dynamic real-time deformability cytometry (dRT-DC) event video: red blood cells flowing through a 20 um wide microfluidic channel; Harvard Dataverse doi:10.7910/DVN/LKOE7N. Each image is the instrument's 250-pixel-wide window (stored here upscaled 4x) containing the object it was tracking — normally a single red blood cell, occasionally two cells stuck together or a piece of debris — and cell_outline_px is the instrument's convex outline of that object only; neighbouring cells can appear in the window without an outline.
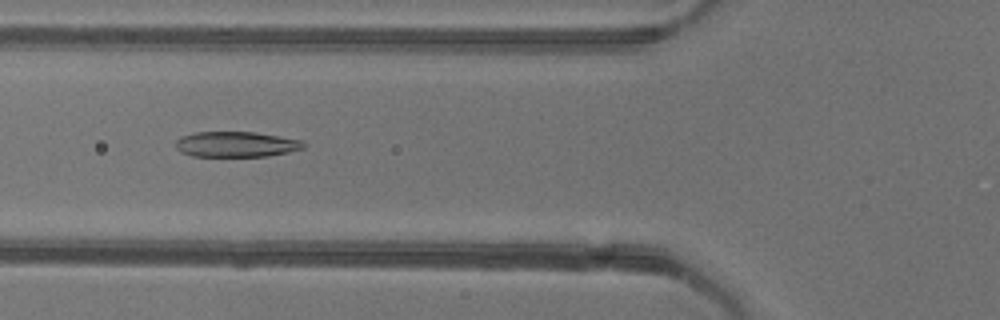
{"species": "common noctule bat (a hibernating species)", "species_latin": "Nyctalus noctula", "temperature_condition": "warm", "stored_images_in_passage": 45, "camera_frame_rate_fps": 3000, "um_per_image_px": 0.085, "animal": {"sex": "female"}, "frame": {"image": 1, "passage_image": 12, "time_ms": 3.667, "image_size_px": [1000, 320], "cell_outline_px": [[304, 148], [288, 152], [268, 156], [192, 156], [180, 152], [176, 148], [176, 140], [180, 136], [192, 132], [256, 132], [304, 140]], "centroid_in_image_um": [20.06, 12.26], "position_along_channel_um": 105.7, "area_um2": 19.13}}
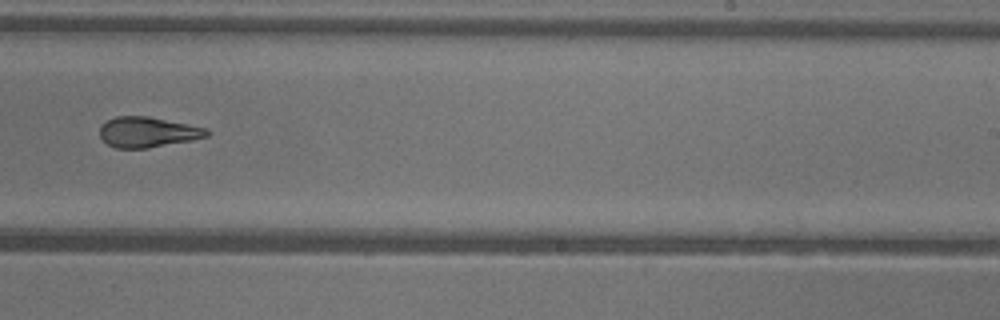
{"frame": {"image": 2, "passage_image": 25, "time_ms": 8.0, "image_size_px": [1000, 320], "cell_outline_px": [[212, 132], [208, 136], [192, 140], [148, 148], [116, 148], [108, 144], [100, 136], [100, 124], [116, 116], [148, 116], [208, 128]], "centroid_in_image_um": [12.58, 11.22], "position_along_channel_um": 276.4, "area_um2": 19.02}}
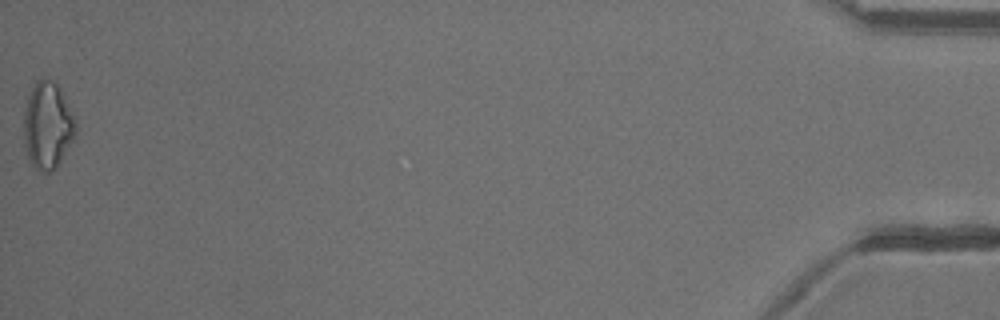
{"frame": {"image": 3, "passage_image": 45, "time_ms": 14.667, "image_size_px": [1000, 320], "cell_outline_px": [[76, 136], [56, 168], [52, 172], [40, 172], [28, 160], [24, 144], [24, 112], [28, 96], [36, 80], [40, 76], [52, 80], [60, 88], [72, 116], [76, 128]], "centroid_in_image_um": [4.02, 10.69], "position_along_channel_um": 431.2, "area_um2": 26.24}, "authors_computed_cell_mechanics": {"area_um2": 20.0566, "velocity_mm_per_s": 3.9398, "shape_relaxation_time_tau1_ms": null, "shape_relaxation_time_tau2_ms": 1.2897, "deformation_change_tau1": null, "deformation_change_tau2": 0.082}}